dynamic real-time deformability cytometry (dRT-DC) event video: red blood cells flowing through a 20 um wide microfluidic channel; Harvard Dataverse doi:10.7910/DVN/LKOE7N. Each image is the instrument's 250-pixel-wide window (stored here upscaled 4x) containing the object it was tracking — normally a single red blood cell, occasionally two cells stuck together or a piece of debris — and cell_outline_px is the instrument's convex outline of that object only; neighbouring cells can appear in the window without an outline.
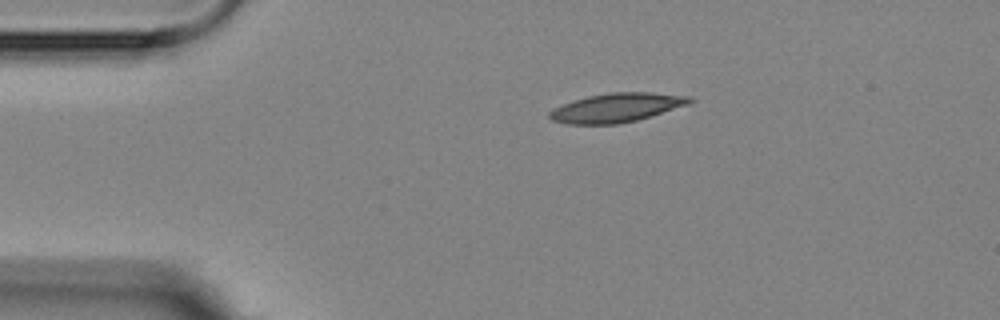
{"species": "Egyptian fruit bat (a non-hibernating species)", "species_latin": "Rousettus aegyptiacus", "temperature_condition": "room temperature", "stored_images_in_passage": 3, "camera_frame_rate_fps": 3000, "um_per_image_px": 0.085, "animal": {"sex": "female"}, "frame": {"image": 1, "passage_image": 1, "time_ms": 0.0, "image_size_px": [1000, 320], "cell_outline_px": [[696, 100], [688, 104], [652, 116], [620, 124], [568, 124], [552, 120], [548, 116], [548, 112], [552, 108], [588, 96], [608, 92], [652, 92], [692, 96]], "centroid_in_image_um": [52.45, 9.14], "position_along_channel_um": 32.6, "area_um2": 23.81}}
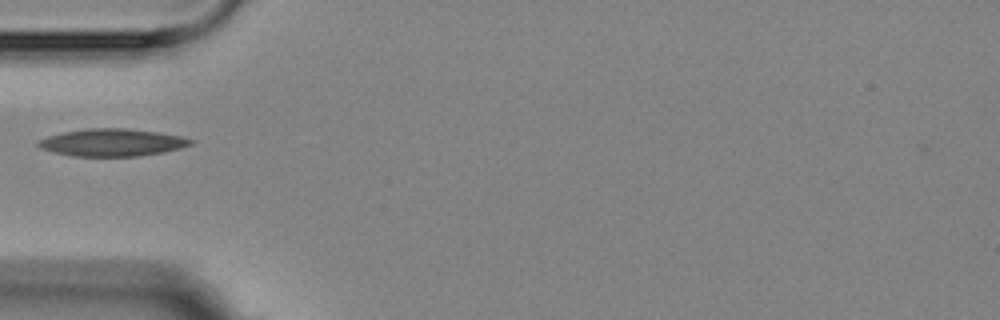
{"frame": {"image": 2, "passage_image": 3, "time_ms": 2.333, "image_size_px": [1000, 320], "cell_outline_px": [[196, 140], [192, 144], [180, 148], [164, 152], [136, 156], [72, 156], [40, 148], [36, 144], [36, 140], [48, 136], [64, 132], [84, 128], [128, 128], [156, 132], [180, 136]], "centroid_in_image_um": [9.52, 12.1], "position_along_channel_um": 75.5, "area_um2": 24.33}}